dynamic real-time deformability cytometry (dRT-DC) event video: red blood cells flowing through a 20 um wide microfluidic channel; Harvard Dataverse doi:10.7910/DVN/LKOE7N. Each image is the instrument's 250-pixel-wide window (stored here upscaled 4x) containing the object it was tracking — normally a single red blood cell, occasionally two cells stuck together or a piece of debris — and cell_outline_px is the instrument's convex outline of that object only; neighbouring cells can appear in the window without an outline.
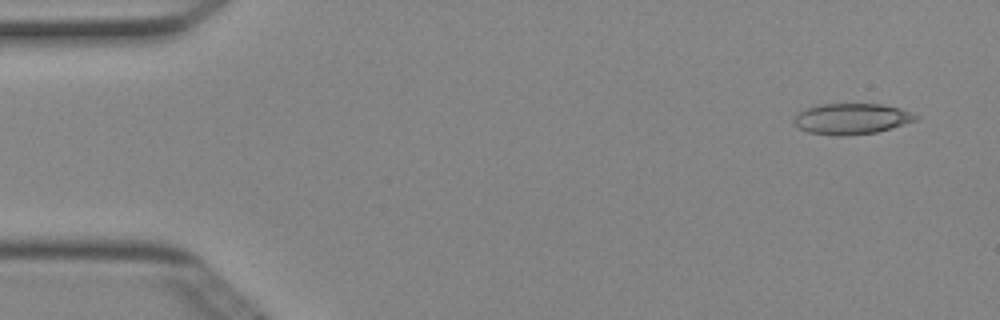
{"species": "Egyptian fruit bat (a non-hibernating species)", "species_latin": "Rousettus aegyptiacus", "temperature_condition": "cold", "stored_images_in_passage": 4, "camera_frame_rate_fps": 3000, "um_per_image_px": 0.085, "animal": {"sex": "female"}, "frame": {"image": 1, "passage_image": 1, "time_ms": 0.0, "image_size_px": [1000, 320], "cell_outline_px": [[920, 116], [916, 120], [892, 128], [876, 132], [808, 132], [800, 128], [792, 120], [800, 112], [808, 108], [820, 104], [880, 104], [900, 108], [912, 112]], "centroid_in_image_um": [72.47, 10.03], "position_along_channel_um": 12.5, "area_um2": 20.69}}
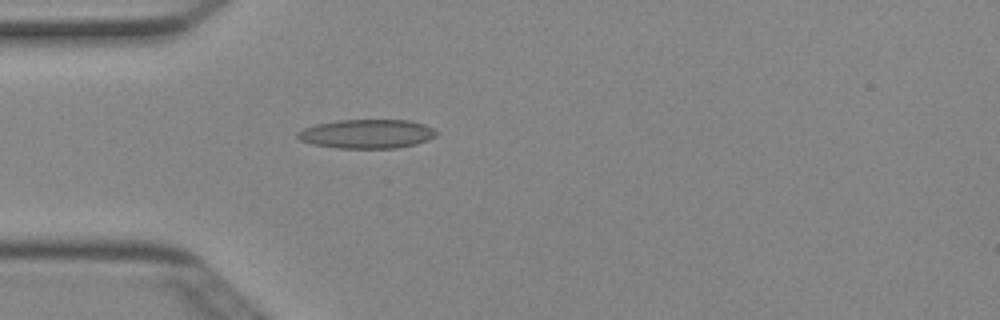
{"frame": {"image": 2, "passage_image": 4, "time_ms": 1.0, "image_size_px": [1000, 320], "cell_outline_px": [[440, 132], [436, 136], [416, 144], [396, 148], [336, 148], [312, 144], [300, 140], [296, 136], [296, 132], [304, 128], [316, 124], [340, 120], [408, 120], [424, 124]], "centroid_in_image_um": [31.18, 11.38], "position_along_channel_um": 53.8, "area_um2": 23.52}}